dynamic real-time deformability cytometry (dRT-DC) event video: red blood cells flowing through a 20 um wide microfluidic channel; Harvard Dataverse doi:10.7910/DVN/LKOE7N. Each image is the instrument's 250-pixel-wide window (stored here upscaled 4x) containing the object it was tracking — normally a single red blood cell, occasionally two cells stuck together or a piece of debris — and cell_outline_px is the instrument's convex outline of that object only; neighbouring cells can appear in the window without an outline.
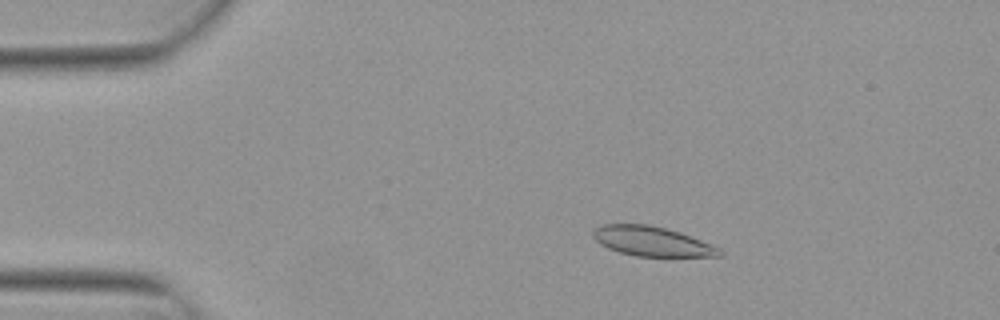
{"species": "Egyptian fruit bat (a non-hibernating species)", "species_latin": "Rousettus aegyptiacus", "temperature_condition": "warm", "stored_images_in_passage": 54, "camera_frame_rate_fps": 3000, "um_per_image_px": 0.085, "animal": {"sex": "female"}, "frame": {"image": 1, "passage_image": 10, "time_ms": 3.0, "image_size_px": [1000, 320], "cell_outline_px": [[724, 256], [636, 256], [620, 252], [608, 248], [600, 244], [592, 236], [592, 232], [600, 224], [648, 224], [680, 232], [712, 244], [720, 248], [724, 252]], "centroid_in_image_um": [55.43, 20.51], "position_along_channel_um": 29.6, "area_um2": 21.85}}
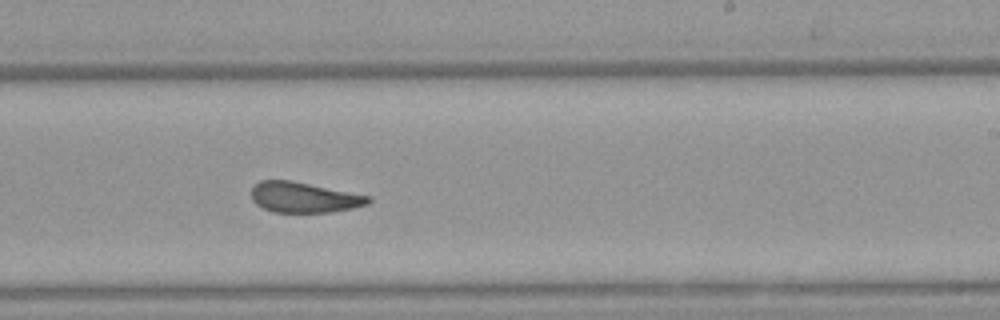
{"frame": {"image": 2, "passage_image": 33, "time_ms": 10.667, "image_size_px": [1000, 320], "cell_outline_px": [[372, 200], [368, 204], [352, 208], [332, 212], [272, 212], [256, 204], [252, 200], [252, 188], [260, 180], [292, 180], [372, 196]], "centroid_in_image_um": [25.86, 16.77], "position_along_channel_um": 263.1, "area_um2": 20.87}}
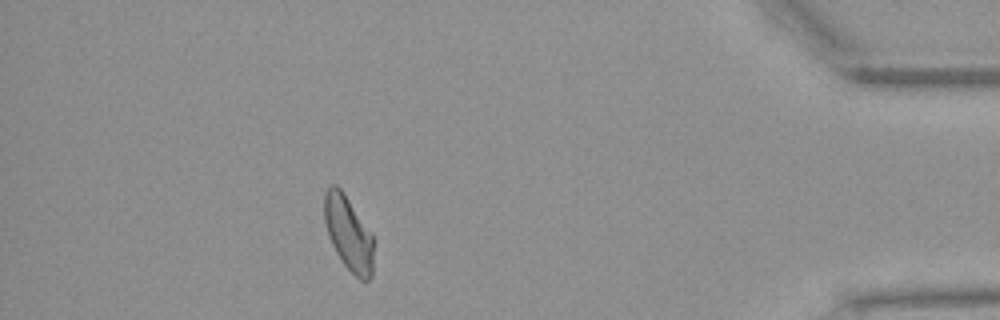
{"frame": {"image": 3, "passage_image": 48, "time_ms": 15.667, "image_size_px": [1000, 320], "cell_outline_px": [[372, 276], [368, 280], [360, 280], [344, 264], [336, 252], [328, 236], [324, 220], [324, 192], [328, 184], [336, 184], [344, 192], [372, 232]], "centroid_in_image_um": [29.6, 19.77], "position_along_channel_um": 405.6, "area_um2": 21.44}, "authors_computed_cell_mechanics": {"area_um2": 22.1663, "velocity_mm_per_s": 3.8266, "shape_relaxation_time_tau1_ms": 9.0793, "shape_relaxation_time_tau2_ms": 3.7945, "deformation_change_tau1": 0.1875, "deformation_change_tau2": 0.0515}}